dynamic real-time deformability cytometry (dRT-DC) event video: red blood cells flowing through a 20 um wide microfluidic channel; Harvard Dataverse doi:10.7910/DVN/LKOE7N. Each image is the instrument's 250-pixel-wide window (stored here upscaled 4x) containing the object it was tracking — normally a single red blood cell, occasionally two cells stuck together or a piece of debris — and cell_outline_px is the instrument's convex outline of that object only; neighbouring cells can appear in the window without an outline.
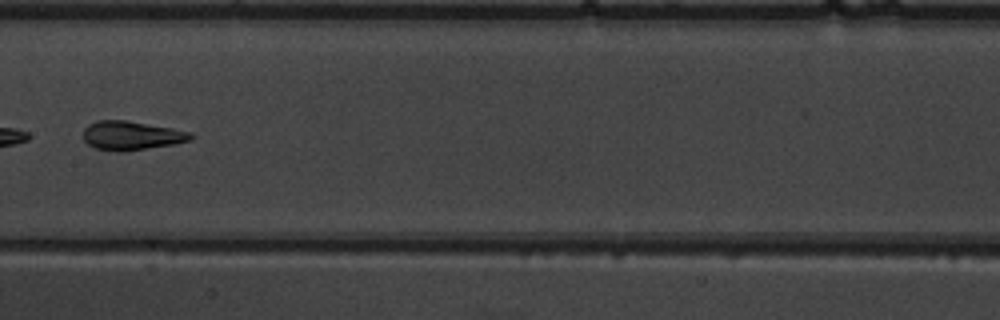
{"species": "common noctule bat (a hibernating species)", "species_latin": "Nyctalus noctula", "temperature_condition": "warm", "stored_images_in_passage": 8, "camera_frame_rate_fps": 3000, "um_per_image_px": 0.085, "animal": {"sex": "male", "body_mass_g": 19.5, "forearm_length_mm": 54.6}, "frame": {"image": 1, "passage_image": 8, "time_ms": 8.0, "image_size_px": [1000, 320], "cell_outline_px": [[196, 136], [192, 140], [172, 144], [124, 152], [120, 152], [96, 148], [88, 144], [84, 140], [84, 128], [88, 124], [96, 120], [124, 120], [172, 128], [188, 132]], "centroid_in_image_um": [11.16, 11.52], "position_along_channel_um": 196.2, "area_um2": 18.03}}